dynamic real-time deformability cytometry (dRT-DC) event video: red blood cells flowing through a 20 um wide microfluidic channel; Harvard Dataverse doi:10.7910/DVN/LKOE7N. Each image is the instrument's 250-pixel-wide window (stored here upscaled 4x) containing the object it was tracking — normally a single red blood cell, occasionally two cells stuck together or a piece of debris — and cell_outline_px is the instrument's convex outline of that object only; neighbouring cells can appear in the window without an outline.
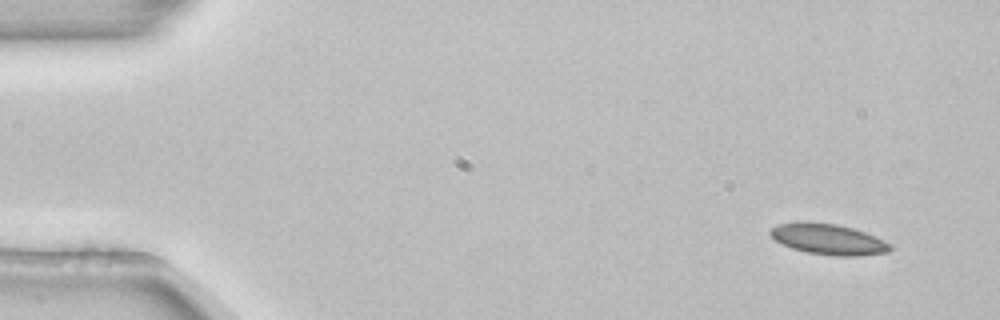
{"species": "common noctule bat (a hibernating species)", "species_latin": "Nyctalus noctula", "temperature_condition": "room temperature", "stored_images_in_passage": 3, "camera_frame_rate_fps": 3000, "um_per_image_px": 0.085, "animal": {"sex": "female", "body_mass_g": 22.7, "forearm_length_mm": 54.2}, "frame": {"image": 1, "passage_image": 1, "time_ms": 0.0, "image_size_px": [1000, 320], "cell_outline_px": [[892, 248], [888, 252], [860, 256], [836, 256], [808, 252], [792, 248], [776, 240], [768, 232], [772, 228], [780, 224], [796, 220], [836, 224], [852, 228], [864, 232], [884, 240], [892, 244]], "centroid_in_image_um": [70.42, 20.32], "position_along_channel_um": 14.6, "area_um2": 21.44}}
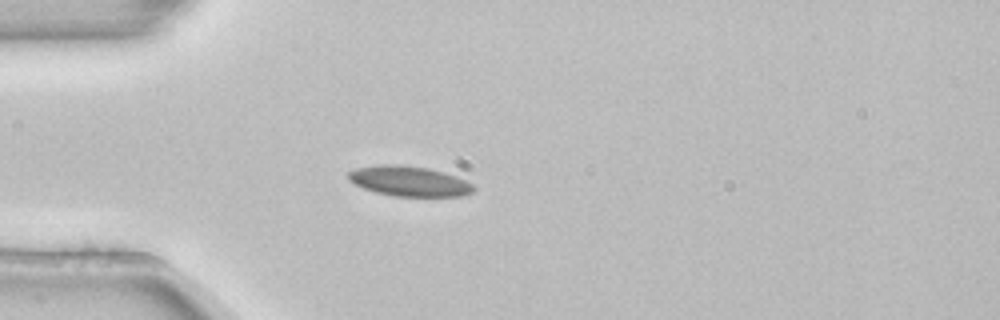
{"frame": {"image": 2, "passage_image": 3, "time_ms": 0.667, "image_size_px": [1000, 320], "cell_outline_px": [[476, 192], [460, 196], [392, 196], [376, 192], [364, 188], [348, 180], [348, 172], [356, 168], [380, 164], [396, 164], [428, 168], [444, 172], [456, 176], [472, 184], [476, 188]], "centroid_in_image_um": [34.8, 15.4], "position_along_channel_um": 50.2, "area_um2": 22.02}}